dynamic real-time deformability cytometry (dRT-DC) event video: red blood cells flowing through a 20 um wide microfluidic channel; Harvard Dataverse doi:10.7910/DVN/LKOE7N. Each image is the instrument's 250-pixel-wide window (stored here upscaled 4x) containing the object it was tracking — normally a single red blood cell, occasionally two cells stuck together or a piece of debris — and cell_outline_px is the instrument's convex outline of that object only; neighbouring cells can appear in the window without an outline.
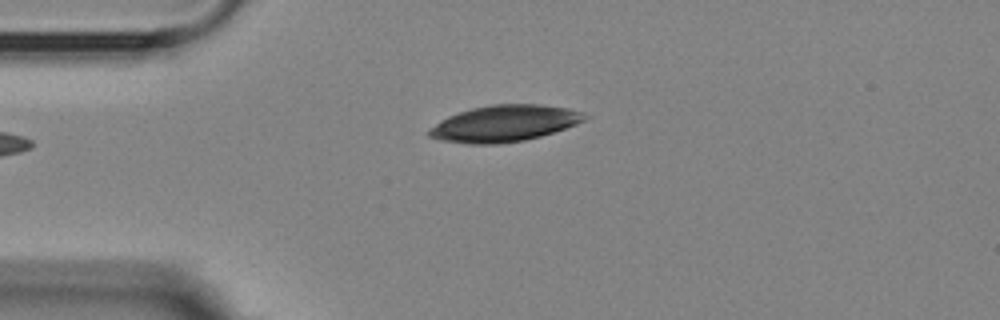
{"species": "Egyptian fruit bat (a non-hibernating species)", "species_latin": "Rousettus aegyptiacus", "temperature_condition": "room temperature", "stored_images_in_passage": 4, "camera_frame_rate_fps": 3000, "um_per_image_px": 0.085, "animal": {"sex": "female"}, "frame": {"image": 1, "passage_image": 4, "time_ms": 3.333, "image_size_px": [1000, 320], "cell_outline_px": [[592, 116], [576, 124], [540, 136], [524, 140], [500, 144], [468, 144], [440, 140], [428, 136], [424, 132], [428, 128], [440, 120], [448, 116], [472, 108], [492, 104], [540, 104], [568, 108], [584, 112]], "centroid_in_image_um": [42.84, 10.49], "position_along_channel_um": 42.2, "area_um2": 33.23}}